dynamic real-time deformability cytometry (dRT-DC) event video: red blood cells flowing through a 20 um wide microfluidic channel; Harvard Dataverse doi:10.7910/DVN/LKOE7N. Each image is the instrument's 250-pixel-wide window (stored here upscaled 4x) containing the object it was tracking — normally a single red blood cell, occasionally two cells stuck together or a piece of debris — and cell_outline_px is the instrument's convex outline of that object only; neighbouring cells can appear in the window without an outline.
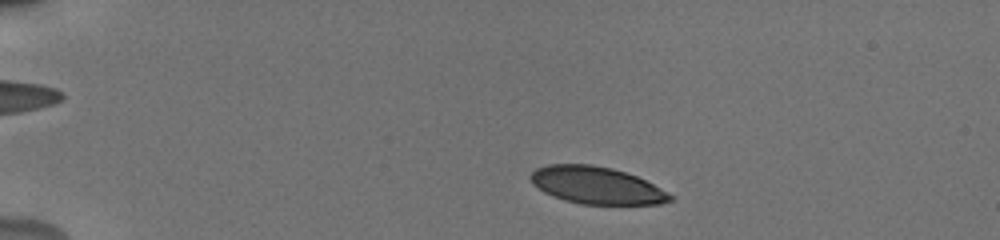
{"species": "human", "species_latin": "Homo sapiens", "temperature_condition": "cold", "stored_images_in_passage": 48, "camera_frame_rate_fps": 3000, "um_per_image_px": 0.085, "donor": {"sex": "male"}, "frame": {"image": 1, "passage_image": 5, "time_ms": 1.333, "image_size_px": [1000, 240], "cell_outline_px": [[672, 200], [660, 204], [584, 204], [564, 200], [552, 196], [544, 192], [532, 184], [528, 176], [536, 168], [548, 164], [592, 164], [612, 168], [636, 176], [660, 188], [672, 196]], "centroid_in_image_um": [50.64, 15.75], "position_along_channel_um": 34.4, "area_um2": 30.11}}
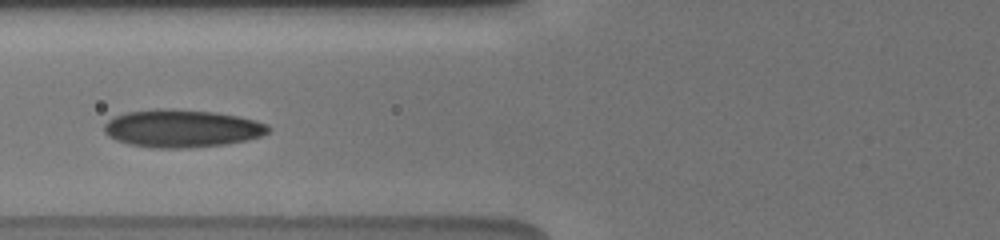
{"frame": {"image": 2, "passage_image": 17, "time_ms": 5.333, "image_size_px": [1000, 240], "cell_outline_px": [[272, 128], [268, 132], [260, 136], [248, 140], [224, 144], [184, 148], [156, 148], [132, 144], [116, 140], [108, 136], [104, 132], [104, 124], [108, 120], [124, 112], [156, 108], [164, 108], [216, 112], [240, 116], [256, 120], [268, 124]], "centroid_in_image_um": [15.47, 10.9], "position_along_channel_um": 110.3, "area_um2": 36.24}}
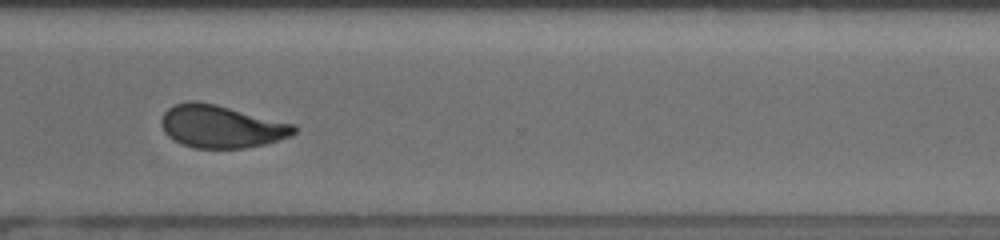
{"frame": {"image": 3, "passage_image": 36, "time_ms": 11.667, "image_size_px": [1000, 240], "cell_outline_px": [[296, 132], [292, 136], [264, 144], [244, 148], [196, 148], [180, 144], [168, 136], [164, 132], [160, 124], [160, 120], [164, 112], [168, 108], [176, 104], [188, 100], [196, 100], [216, 104], [296, 124]], "centroid_in_image_um": [18.79, 10.74], "position_along_channel_um": 351.8, "area_um2": 33.29}, "authors_computed_cell_mechanics": {"area_um2": 32.9171, "velocity_mm_per_s": 3.8119, "shape_relaxation_time_tau1_ms": 4.1182, "shape_relaxation_time_tau2_ms": 1.4808, "deformation_change_tau1": 0.1349, "deformation_change_tau2": 0.0847}}